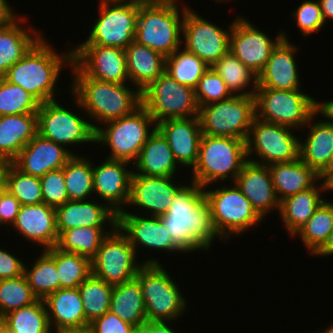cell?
I'll list each match as a JSON object with an SVG mask.
<instances>
[{
	"instance_id": "c3c4849f",
	"label": "cell",
	"mask_w": 333,
	"mask_h": 333,
	"mask_svg": "<svg viewBox=\"0 0 333 333\" xmlns=\"http://www.w3.org/2000/svg\"><path fill=\"white\" fill-rule=\"evenodd\" d=\"M37 300L24 274L0 280V319L10 311L33 304Z\"/></svg>"
},
{
	"instance_id": "6da1fadb",
	"label": "cell",
	"mask_w": 333,
	"mask_h": 333,
	"mask_svg": "<svg viewBox=\"0 0 333 333\" xmlns=\"http://www.w3.org/2000/svg\"><path fill=\"white\" fill-rule=\"evenodd\" d=\"M182 254L209 251L220 237L212 225L204 188L193 181L177 191L165 214L159 216Z\"/></svg>"
},
{
	"instance_id": "f1b7e54d",
	"label": "cell",
	"mask_w": 333,
	"mask_h": 333,
	"mask_svg": "<svg viewBox=\"0 0 333 333\" xmlns=\"http://www.w3.org/2000/svg\"><path fill=\"white\" fill-rule=\"evenodd\" d=\"M55 211L59 235L65 230L76 227L115 228L117 226V214L106 204L94 198L69 200L55 208Z\"/></svg>"
},
{
	"instance_id": "d6986e66",
	"label": "cell",
	"mask_w": 333,
	"mask_h": 333,
	"mask_svg": "<svg viewBox=\"0 0 333 333\" xmlns=\"http://www.w3.org/2000/svg\"><path fill=\"white\" fill-rule=\"evenodd\" d=\"M129 210L124 209L117 215V226L129 239L138 258V255L141 254L139 251L143 252L144 249L151 252L153 250L159 254L160 251L161 253L164 251L162 253L164 255L165 253L168 255L169 252L170 256L175 252L178 255L182 253L174 245L159 216H146Z\"/></svg>"
},
{
	"instance_id": "9c48e42d",
	"label": "cell",
	"mask_w": 333,
	"mask_h": 333,
	"mask_svg": "<svg viewBox=\"0 0 333 333\" xmlns=\"http://www.w3.org/2000/svg\"><path fill=\"white\" fill-rule=\"evenodd\" d=\"M74 110L64 107L58 103V99L40 103L37 111V134L64 146L73 155L72 147L87 146L95 144L96 130L92 127L90 120L81 114L82 109L79 101L72 95ZM73 110V111H72ZM77 111V112H76ZM72 146V147H71ZM71 147V148H70Z\"/></svg>"
},
{
	"instance_id": "db71d44e",
	"label": "cell",
	"mask_w": 333,
	"mask_h": 333,
	"mask_svg": "<svg viewBox=\"0 0 333 333\" xmlns=\"http://www.w3.org/2000/svg\"><path fill=\"white\" fill-rule=\"evenodd\" d=\"M24 261L0 247V280L21 276L24 274Z\"/></svg>"
},
{
	"instance_id": "277c9868",
	"label": "cell",
	"mask_w": 333,
	"mask_h": 333,
	"mask_svg": "<svg viewBox=\"0 0 333 333\" xmlns=\"http://www.w3.org/2000/svg\"><path fill=\"white\" fill-rule=\"evenodd\" d=\"M178 1L144 0L139 5L134 41L165 57L180 48L183 18L190 5Z\"/></svg>"
},
{
	"instance_id": "8d00e7d4",
	"label": "cell",
	"mask_w": 333,
	"mask_h": 333,
	"mask_svg": "<svg viewBox=\"0 0 333 333\" xmlns=\"http://www.w3.org/2000/svg\"><path fill=\"white\" fill-rule=\"evenodd\" d=\"M212 68L226 83L232 95L254 96L258 87V76L230 51L223 55Z\"/></svg>"
},
{
	"instance_id": "003e7915",
	"label": "cell",
	"mask_w": 333,
	"mask_h": 333,
	"mask_svg": "<svg viewBox=\"0 0 333 333\" xmlns=\"http://www.w3.org/2000/svg\"><path fill=\"white\" fill-rule=\"evenodd\" d=\"M7 191L6 185H0V203L3 199L4 193Z\"/></svg>"
},
{
	"instance_id": "6f0895ef",
	"label": "cell",
	"mask_w": 333,
	"mask_h": 333,
	"mask_svg": "<svg viewBox=\"0 0 333 333\" xmlns=\"http://www.w3.org/2000/svg\"><path fill=\"white\" fill-rule=\"evenodd\" d=\"M7 0H0V29L11 23L18 15Z\"/></svg>"
},
{
	"instance_id": "f546056e",
	"label": "cell",
	"mask_w": 333,
	"mask_h": 333,
	"mask_svg": "<svg viewBox=\"0 0 333 333\" xmlns=\"http://www.w3.org/2000/svg\"><path fill=\"white\" fill-rule=\"evenodd\" d=\"M19 14L11 23L0 29V77H3L8 69L44 36L40 34V29L36 30L35 27L27 25L29 17L25 18L24 14Z\"/></svg>"
},
{
	"instance_id": "2644e50d",
	"label": "cell",
	"mask_w": 333,
	"mask_h": 333,
	"mask_svg": "<svg viewBox=\"0 0 333 333\" xmlns=\"http://www.w3.org/2000/svg\"><path fill=\"white\" fill-rule=\"evenodd\" d=\"M329 169H333V159H332V162H331V165H330Z\"/></svg>"
},
{
	"instance_id": "cb8c5ba5",
	"label": "cell",
	"mask_w": 333,
	"mask_h": 333,
	"mask_svg": "<svg viewBox=\"0 0 333 333\" xmlns=\"http://www.w3.org/2000/svg\"><path fill=\"white\" fill-rule=\"evenodd\" d=\"M234 183L264 220L271 212L276 210L278 213L280 201L267 165L247 160Z\"/></svg>"
},
{
	"instance_id": "f35d334b",
	"label": "cell",
	"mask_w": 333,
	"mask_h": 333,
	"mask_svg": "<svg viewBox=\"0 0 333 333\" xmlns=\"http://www.w3.org/2000/svg\"><path fill=\"white\" fill-rule=\"evenodd\" d=\"M113 229L85 226L65 230L59 235L56 247L62 251L76 253L92 260L103 239Z\"/></svg>"
},
{
	"instance_id": "1f68e13d",
	"label": "cell",
	"mask_w": 333,
	"mask_h": 333,
	"mask_svg": "<svg viewBox=\"0 0 333 333\" xmlns=\"http://www.w3.org/2000/svg\"><path fill=\"white\" fill-rule=\"evenodd\" d=\"M322 193H327L323 179L314 187L280 201L278 211L280 214L277 215L281 218L283 226L291 238L326 200V196L323 197Z\"/></svg>"
},
{
	"instance_id": "30bf717a",
	"label": "cell",
	"mask_w": 333,
	"mask_h": 333,
	"mask_svg": "<svg viewBox=\"0 0 333 333\" xmlns=\"http://www.w3.org/2000/svg\"><path fill=\"white\" fill-rule=\"evenodd\" d=\"M255 117L300 131L318 111V100L302 89L257 88Z\"/></svg>"
},
{
	"instance_id": "ba28073f",
	"label": "cell",
	"mask_w": 333,
	"mask_h": 333,
	"mask_svg": "<svg viewBox=\"0 0 333 333\" xmlns=\"http://www.w3.org/2000/svg\"><path fill=\"white\" fill-rule=\"evenodd\" d=\"M156 123L141 105L130 115L105 122L96 129L95 144L110 149L106 158L134 164Z\"/></svg>"
},
{
	"instance_id": "7bdbcfd3",
	"label": "cell",
	"mask_w": 333,
	"mask_h": 333,
	"mask_svg": "<svg viewBox=\"0 0 333 333\" xmlns=\"http://www.w3.org/2000/svg\"><path fill=\"white\" fill-rule=\"evenodd\" d=\"M46 251L55 259L61 288H78L92 273L91 260L85 256L62 251L56 246Z\"/></svg>"
},
{
	"instance_id": "6125c7cd",
	"label": "cell",
	"mask_w": 333,
	"mask_h": 333,
	"mask_svg": "<svg viewBox=\"0 0 333 333\" xmlns=\"http://www.w3.org/2000/svg\"><path fill=\"white\" fill-rule=\"evenodd\" d=\"M321 178L325 182L326 192H332L333 191V169H328Z\"/></svg>"
},
{
	"instance_id": "d4e9b609",
	"label": "cell",
	"mask_w": 333,
	"mask_h": 333,
	"mask_svg": "<svg viewBox=\"0 0 333 333\" xmlns=\"http://www.w3.org/2000/svg\"><path fill=\"white\" fill-rule=\"evenodd\" d=\"M53 333H86L89 322L78 288H60L44 300Z\"/></svg>"
},
{
	"instance_id": "b9f144b4",
	"label": "cell",
	"mask_w": 333,
	"mask_h": 333,
	"mask_svg": "<svg viewBox=\"0 0 333 333\" xmlns=\"http://www.w3.org/2000/svg\"><path fill=\"white\" fill-rule=\"evenodd\" d=\"M0 320L10 333H53L45 303L41 299L28 306L10 311Z\"/></svg>"
},
{
	"instance_id": "2e32d148",
	"label": "cell",
	"mask_w": 333,
	"mask_h": 333,
	"mask_svg": "<svg viewBox=\"0 0 333 333\" xmlns=\"http://www.w3.org/2000/svg\"><path fill=\"white\" fill-rule=\"evenodd\" d=\"M229 24L224 29L189 6L183 18L182 47L212 67L229 52L233 21Z\"/></svg>"
},
{
	"instance_id": "f907efd6",
	"label": "cell",
	"mask_w": 333,
	"mask_h": 333,
	"mask_svg": "<svg viewBox=\"0 0 333 333\" xmlns=\"http://www.w3.org/2000/svg\"><path fill=\"white\" fill-rule=\"evenodd\" d=\"M293 11L290 17H292L303 38L311 37L312 34L320 32L326 25L322 17L319 0H304Z\"/></svg>"
},
{
	"instance_id": "d6a6232c",
	"label": "cell",
	"mask_w": 333,
	"mask_h": 333,
	"mask_svg": "<svg viewBox=\"0 0 333 333\" xmlns=\"http://www.w3.org/2000/svg\"><path fill=\"white\" fill-rule=\"evenodd\" d=\"M124 51L130 86L140 92L165 72L166 57L161 53L136 41L130 43Z\"/></svg>"
},
{
	"instance_id": "52a82bcc",
	"label": "cell",
	"mask_w": 333,
	"mask_h": 333,
	"mask_svg": "<svg viewBox=\"0 0 333 333\" xmlns=\"http://www.w3.org/2000/svg\"><path fill=\"white\" fill-rule=\"evenodd\" d=\"M163 265L143 264L135 278L141 286L147 320L176 322L187 313L189 303Z\"/></svg>"
},
{
	"instance_id": "60d3db41",
	"label": "cell",
	"mask_w": 333,
	"mask_h": 333,
	"mask_svg": "<svg viewBox=\"0 0 333 333\" xmlns=\"http://www.w3.org/2000/svg\"><path fill=\"white\" fill-rule=\"evenodd\" d=\"M69 200L96 197L93 192V161L87 155L75 153L63 167ZM93 194V195H92Z\"/></svg>"
},
{
	"instance_id": "8fae6325",
	"label": "cell",
	"mask_w": 333,
	"mask_h": 333,
	"mask_svg": "<svg viewBox=\"0 0 333 333\" xmlns=\"http://www.w3.org/2000/svg\"><path fill=\"white\" fill-rule=\"evenodd\" d=\"M138 259L129 239L116 226L103 239L91 260L92 274L114 286L134 279L143 264H162L157 257L143 261Z\"/></svg>"
},
{
	"instance_id": "7a4b0ae2",
	"label": "cell",
	"mask_w": 333,
	"mask_h": 333,
	"mask_svg": "<svg viewBox=\"0 0 333 333\" xmlns=\"http://www.w3.org/2000/svg\"><path fill=\"white\" fill-rule=\"evenodd\" d=\"M70 70L69 92L79 101L82 115L92 119L90 122L95 130L105 122L130 115L142 105L141 92L134 86L130 87V83L90 78L73 62Z\"/></svg>"
},
{
	"instance_id": "a7ac6f4b",
	"label": "cell",
	"mask_w": 333,
	"mask_h": 333,
	"mask_svg": "<svg viewBox=\"0 0 333 333\" xmlns=\"http://www.w3.org/2000/svg\"><path fill=\"white\" fill-rule=\"evenodd\" d=\"M0 333H10L8 328L0 320Z\"/></svg>"
},
{
	"instance_id": "8992f818",
	"label": "cell",
	"mask_w": 333,
	"mask_h": 333,
	"mask_svg": "<svg viewBox=\"0 0 333 333\" xmlns=\"http://www.w3.org/2000/svg\"><path fill=\"white\" fill-rule=\"evenodd\" d=\"M230 184L220 186L219 189H213L211 185H208L209 188L204 187L213 228L223 242H229L234 235H243L265 221L236 184Z\"/></svg>"
},
{
	"instance_id": "680465c9",
	"label": "cell",
	"mask_w": 333,
	"mask_h": 333,
	"mask_svg": "<svg viewBox=\"0 0 333 333\" xmlns=\"http://www.w3.org/2000/svg\"><path fill=\"white\" fill-rule=\"evenodd\" d=\"M318 112L333 124V99L327 101L318 100Z\"/></svg>"
},
{
	"instance_id": "5b68a950",
	"label": "cell",
	"mask_w": 333,
	"mask_h": 333,
	"mask_svg": "<svg viewBox=\"0 0 333 333\" xmlns=\"http://www.w3.org/2000/svg\"><path fill=\"white\" fill-rule=\"evenodd\" d=\"M246 161V140L202 135L190 181L203 188L219 182L225 184L227 179L233 183Z\"/></svg>"
},
{
	"instance_id": "ab89813d",
	"label": "cell",
	"mask_w": 333,
	"mask_h": 333,
	"mask_svg": "<svg viewBox=\"0 0 333 333\" xmlns=\"http://www.w3.org/2000/svg\"><path fill=\"white\" fill-rule=\"evenodd\" d=\"M34 259L30 267L25 262L24 275L34 295L38 299L44 300L61 288L56 262L46 250H43Z\"/></svg>"
},
{
	"instance_id": "ac0fdd59",
	"label": "cell",
	"mask_w": 333,
	"mask_h": 333,
	"mask_svg": "<svg viewBox=\"0 0 333 333\" xmlns=\"http://www.w3.org/2000/svg\"><path fill=\"white\" fill-rule=\"evenodd\" d=\"M72 62L88 77L111 83H129L123 48L102 45L72 47Z\"/></svg>"
},
{
	"instance_id": "83f0119b",
	"label": "cell",
	"mask_w": 333,
	"mask_h": 333,
	"mask_svg": "<svg viewBox=\"0 0 333 333\" xmlns=\"http://www.w3.org/2000/svg\"><path fill=\"white\" fill-rule=\"evenodd\" d=\"M72 156L64 146L36 134L12 163L22 172L40 178L50 171L62 169Z\"/></svg>"
},
{
	"instance_id": "f5cc1de1",
	"label": "cell",
	"mask_w": 333,
	"mask_h": 333,
	"mask_svg": "<svg viewBox=\"0 0 333 333\" xmlns=\"http://www.w3.org/2000/svg\"><path fill=\"white\" fill-rule=\"evenodd\" d=\"M86 333H138V328L107 311L89 324Z\"/></svg>"
},
{
	"instance_id": "7dc6e473",
	"label": "cell",
	"mask_w": 333,
	"mask_h": 333,
	"mask_svg": "<svg viewBox=\"0 0 333 333\" xmlns=\"http://www.w3.org/2000/svg\"><path fill=\"white\" fill-rule=\"evenodd\" d=\"M39 106L32 94L0 77V116L37 114Z\"/></svg>"
},
{
	"instance_id": "74e56055",
	"label": "cell",
	"mask_w": 333,
	"mask_h": 333,
	"mask_svg": "<svg viewBox=\"0 0 333 333\" xmlns=\"http://www.w3.org/2000/svg\"><path fill=\"white\" fill-rule=\"evenodd\" d=\"M333 228V200H325L292 236L302 241L304 248L313 256L327 241Z\"/></svg>"
},
{
	"instance_id": "836d02e7",
	"label": "cell",
	"mask_w": 333,
	"mask_h": 333,
	"mask_svg": "<svg viewBox=\"0 0 333 333\" xmlns=\"http://www.w3.org/2000/svg\"><path fill=\"white\" fill-rule=\"evenodd\" d=\"M279 201L296 193L314 187L322 178L299 158L288 163L268 166Z\"/></svg>"
},
{
	"instance_id": "9f6ffc18",
	"label": "cell",
	"mask_w": 333,
	"mask_h": 333,
	"mask_svg": "<svg viewBox=\"0 0 333 333\" xmlns=\"http://www.w3.org/2000/svg\"><path fill=\"white\" fill-rule=\"evenodd\" d=\"M172 321H146L138 329V333H178ZM171 324V325H170ZM180 333V332H179Z\"/></svg>"
},
{
	"instance_id": "4dcf8cb0",
	"label": "cell",
	"mask_w": 333,
	"mask_h": 333,
	"mask_svg": "<svg viewBox=\"0 0 333 333\" xmlns=\"http://www.w3.org/2000/svg\"><path fill=\"white\" fill-rule=\"evenodd\" d=\"M180 169L169 143L157 129L148 137L133 164V174L155 177H177Z\"/></svg>"
},
{
	"instance_id": "e0dca14e",
	"label": "cell",
	"mask_w": 333,
	"mask_h": 333,
	"mask_svg": "<svg viewBox=\"0 0 333 333\" xmlns=\"http://www.w3.org/2000/svg\"><path fill=\"white\" fill-rule=\"evenodd\" d=\"M254 25L242 14L233 19L229 51L258 76L283 35L279 30L273 39Z\"/></svg>"
},
{
	"instance_id": "ee69618b",
	"label": "cell",
	"mask_w": 333,
	"mask_h": 333,
	"mask_svg": "<svg viewBox=\"0 0 333 333\" xmlns=\"http://www.w3.org/2000/svg\"><path fill=\"white\" fill-rule=\"evenodd\" d=\"M208 68L203 60L182 46L166 57L165 72L180 84L193 89Z\"/></svg>"
},
{
	"instance_id": "89a4df30",
	"label": "cell",
	"mask_w": 333,
	"mask_h": 333,
	"mask_svg": "<svg viewBox=\"0 0 333 333\" xmlns=\"http://www.w3.org/2000/svg\"><path fill=\"white\" fill-rule=\"evenodd\" d=\"M227 0H215V2L217 3H219V4H221V3H228L229 1H233V0H228L227 2H226Z\"/></svg>"
},
{
	"instance_id": "484cf974",
	"label": "cell",
	"mask_w": 333,
	"mask_h": 333,
	"mask_svg": "<svg viewBox=\"0 0 333 333\" xmlns=\"http://www.w3.org/2000/svg\"><path fill=\"white\" fill-rule=\"evenodd\" d=\"M318 115L322 119L315 120ZM303 130L308 133L303 135ZM302 132L301 136L306 137L299 138V159L322 176L333 159V124L317 111Z\"/></svg>"
},
{
	"instance_id": "7402d4cb",
	"label": "cell",
	"mask_w": 333,
	"mask_h": 333,
	"mask_svg": "<svg viewBox=\"0 0 333 333\" xmlns=\"http://www.w3.org/2000/svg\"><path fill=\"white\" fill-rule=\"evenodd\" d=\"M282 31L283 38L272 50L264 69L258 74L257 88L278 90L301 89L299 67H297V46L289 40L288 33ZM293 43V44H292ZM296 53V54H295ZM300 79V80H299Z\"/></svg>"
},
{
	"instance_id": "44dd1931",
	"label": "cell",
	"mask_w": 333,
	"mask_h": 333,
	"mask_svg": "<svg viewBox=\"0 0 333 333\" xmlns=\"http://www.w3.org/2000/svg\"><path fill=\"white\" fill-rule=\"evenodd\" d=\"M101 163V164H100ZM132 164L104 158L98 165L93 163V192L94 199L106 204L117 215L124 211L130 196ZM132 169V170H130Z\"/></svg>"
},
{
	"instance_id": "91938a15",
	"label": "cell",
	"mask_w": 333,
	"mask_h": 333,
	"mask_svg": "<svg viewBox=\"0 0 333 333\" xmlns=\"http://www.w3.org/2000/svg\"><path fill=\"white\" fill-rule=\"evenodd\" d=\"M315 257H329L333 256V228L329 233L326 243L313 255Z\"/></svg>"
},
{
	"instance_id": "4316f807",
	"label": "cell",
	"mask_w": 333,
	"mask_h": 333,
	"mask_svg": "<svg viewBox=\"0 0 333 333\" xmlns=\"http://www.w3.org/2000/svg\"><path fill=\"white\" fill-rule=\"evenodd\" d=\"M15 234H20L26 241L37 244L42 250L56 246L58 231L54 207L40 203L21 205L16 220L11 227Z\"/></svg>"
},
{
	"instance_id": "4fadbf2b",
	"label": "cell",
	"mask_w": 333,
	"mask_h": 333,
	"mask_svg": "<svg viewBox=\"0 0 333 333\" xmlns=\"http://www.w3.org/2000/svg\"><path fill=\"white\" fill-rule=\"evenodd\" d=\"M255 117V97L235 96L199 107L203 135L246 140Z\"/></svg>"
},
{
	"instance_id": "e575fe53",
	"label": "cell",
	"mask_w": 333,
	"mask_h": 333,
	"mask_svg": "<svg viewBox=\"0 0 333 333\" xmlns=\"http://www.w3.org/2000/svg\"><path fill=\"white\" fill-rule=\"evenodd\" d=\"M37 134V114L0 116V156L12 162Z\"/></svg>"
},
{
	"instance_id": "e7e4bbea",
	"label": "cell",
	"mask_w": 333,
	"mask_h": 333,
	"mask_svg": "<svg viewBox=\"0 0 333 333\" xmlns=\"http://www.w3.org/2000/svg\"><path fill=\"white\" fill-rule=\"evenodd\" d=\"M141 0H99V3H114V2H119V3H131V2H137Z\"/></svg>"
},
{
	"instance_id": "681fc988",
	"label": "cell",
	"mask_w": 333,
	"mask_h": 333,
	"mask_svg": "<svg viewBox=\"0 0 333 333\" xmlns=\"http://www.w3.org/2000/svg\"><path fill=\"white\" fill-rule=\"evenodd\" d=\"M194 93L199 107L224 101L233 96L226 83L212 67H209L199 79Z\"/></svg>"
},
{
	"instance_id": "5bb4252c",
	"label": "cell",
	"mask_w": 333,
	"mask_h": 333,
	"mask_svg": "<svg viewBox=\"0 0 333 333\" xmlns=\"http://www.w3.org/2000/svg\"><path fill=\"white\" fill-rule=\"evenodd\" d=\"M141 100L155 123L171 118L198 117L194 89L180 84L166 72L141 92Z\"/></svg>"
},
{
	"instance_id": "9a60e30c",
	"label": "cell",
	"mask_w": 333,
	"mask_h": 333,
	"mask_svg": "<svg viewBox=\"0 0 333 333\" xmlns=\"http://www.w3.org/2000/svg\"><path fill=\"white\" fill-rule=\"evenodd\" d=\"M143 1L99 3L98 17L90 26L87 39L76 45H102L125 49L134 41L139 5Z\"/></svg>"
},
{
	"instance_id": "11a10c76",
	"label": "cell",
	"mask_w": 333,
	"mask_h": 333,
	"mask_svg": "<svg viewBox=\"0 0 333 333\" xmlns=\"http://www.w3.org/2000/svg\"><path fill=\"white\" fill-rule=\"evenodd\" d=\"M20 208L19 200L7 190L0 203V227H12Z\"/></svg>"
},
{
	"instance_id": "ffe728a7",
	"label": "cell",
	"mask_w": 333,
	"mask_h": 333,
	"mask_svg": "<svg viewBox=\"0 0 333 333\" xmlns=\"http://www.w3.org/2000/svg\"><path fill=\"white\" fill-rule=\"evenodd\" d=\"M177 179V177L133 174L126 209L127 207L137 208L135 209L137 214L146 216L165 214L173 202L175 194L185 184L183 181H176Z\"/></svg>"
},
{
	"instance_id": "bcb514c9",
	"label": "cell",
	"mask_w": 333,
	"mask_h": 333,
	"mask_svg": "<svg viewBox=\"0 0 333 333\" xmlns=\"http://www.w3.org/2000/svg\"><path fill=\"white\" fill-rule=\"evenodd\" d=\"M5 184L7 190L19 200L21 205L44 202L40 178L22 172L12 162L6 171Z\"/></svg>"
},
{
	"instance_id": "03108f58",
	"label": "cell",
	"mask_w": 333,
	"mask_h": 333,
	"mask_svg": "<svg viewBox=\"0 0 333 333\" xmlns=\"http://www.w3.org/2000/svg\"><path fill=\"white\" fill-rule=\"evenodd\" d=\"M330 326L326 327L325 329H323L324 331L321 332V330L317 331H313L312 333H333V324H329Z\"/></svg>"
},
{
	"instance_id": "94428289",
	"label": "cell",
	"mask_w": 333,
	"mask_h": 333,
	"mask_svg": "<svg viewBox=\"0 0 333 333\" xmlns=\"http://www.w3.org/2000/svg\"><path fill=\"white\" fill-rule=\"evenodd\" d=\"M319 3L325 24L328 21H333V0H319Z\"/></svg>"
},
{
	"instance_id": "7c38bea8",
	"label": "cell",
	"mask_w": 333,
	"mask_h": 333,
	"mask_svg": "<svg viewBox=\"0 0 333 333\" xmlns=\"http://www.w3.org/2000/svg\"><path fill=\"white\" fill-rule=\"evenodd\" d=\"M294 130L254 117L246 139L247 160L267 166L297 160L301 136Z\"/></svg>"
},
{
	"instance_id": "603a6c76",
	"label": "cell",
	"mask_w": 333,
	"mask_h": 333,
	"mask_svg": "<svg viewBox=\"0 0 333 333\" xmlns=\"http://www.w3.org/2000/svg\"><path fill=\"white\" fill-rule=\"evenodd\" d=\"M180 167L193 169L198 159L202 130L198 117L171 118L156 123Z\"/></svg>"
},
{
	"instance_id": "d590c367",
	"label": "cell",
	"mask_w": 333,
	"mask_h": 333,
	"mask_svg": "<svg viewBox=\"0 0 333 333\" xmlns=\"http://www.w3.org/2000/svg\"><path fill=\"white\" fill-rule=\"evenodd\" d=\"M109 311L138 329L147 321L141 286L136 278L113 286Z\"/></svg>"
},
{
	"instance_id": "816d5d0a",
	"label": "cell",
	"mask_w": 333,
	"mask_h": 333,
	"mask_svg": "<svg viewBox=\"0 0 333 333\" xmlns=\"http://www.w3.org/2000/svg\"><path fill=\"white\" fill-rule=\"evenodd\" d=\"M44 203L57 208L69 201L66 190L64 170H54L40 177Z\"/></svg>"
},
{
	"instance_id": "f6af8a7d",
	"label": "cell",
	"mask_w": 333,
	"mask_h": 333,
	"mask_svg": "<svg viewBox=\"0 0 333 333\" xmlns=\"http://www.w3.org/2000/svg\"><path fill=\"white\" fill-rule=\"evenodd\" d=\"M85 319L91 323L110 310L113 285L107 284L92 273L79 285Z\"/></svg>"
},
{
	"instance_id": "be15d7a7",
	"label": "cell",
	"mask_w": 333,
	"mask_h": 333,
	"mask_svg": "<svg viewBox=\"0 0 333 333\" xmlns=\"http://www.w3.org/2000/svg\"><path fill=\"white\" fill-rule=\"evenodd\" d=\"M10 163L11 162L8 159L0 156V185H6L5 175Z\"/></svg>"
},
{
	"instance_id": "3957f363",
	"label": "cell",
	"mask_w": 333,
	"mask_h": 333,
	"mask_svg": "<svg viewBox=\"0 0 333 333\" xmlns=\"http://www.w3.org/2000/svg\"><path fill=\"white\" fill-rule=\"evenodd\" d=\"M46 39L43 36L3 76L9 83L32 94L40 103L56 100L55 96L63 93L56 85L60 73L72 64V45L60 53Z\"/></svg>"
}]
</instances>
